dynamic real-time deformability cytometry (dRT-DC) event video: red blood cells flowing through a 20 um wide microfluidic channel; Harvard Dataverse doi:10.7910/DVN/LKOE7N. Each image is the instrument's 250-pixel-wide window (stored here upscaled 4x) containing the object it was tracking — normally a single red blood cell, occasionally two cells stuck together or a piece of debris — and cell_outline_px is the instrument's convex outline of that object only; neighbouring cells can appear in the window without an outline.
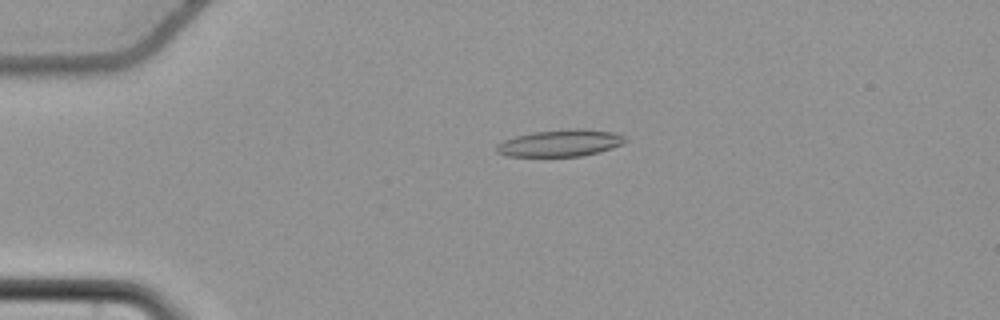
{"species": "common noctule bat (a hibernating species)", "species_latin": "Nyctalus noctula", "temperature_condition": "cold", "stored_images_in_passage": 57, "camera_frame_rate_fps": 3000, "um_per_image_px": 0.085, "animal": {"sex": "female", "body_mass_g": 22.7, "forearm_length_mm": 54.2}, "frame": {"image": 1, "passage_image": 14, "time_ms": 4.333, "image_size_px": [1000, 320], "cell_outline_px": [[628, 140], [612, 148], [600, 152], [580, 156], [508, 156], [496, 152], [496, 144], [504, 140], [516, 136], [532, 132], [568, 128], [584, 128], [612, 132], [624, 136]], "centroid_in_image_um": [47.62, 12.15], "position_along_channel_um": 37.4, "area_um2": 20.23}}
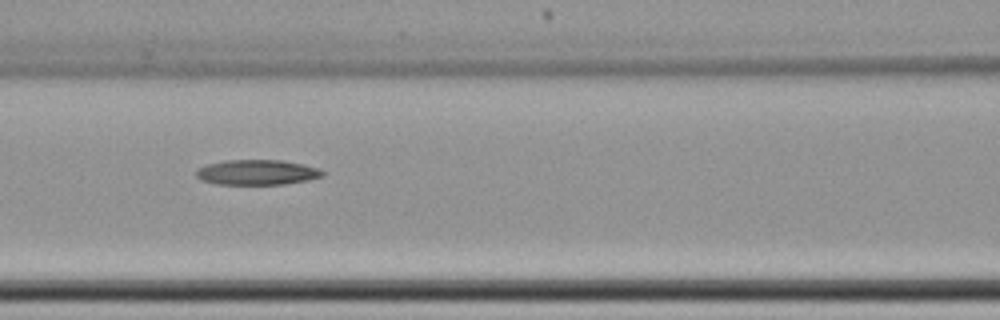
{"frame": {"image": 2, "passage_image": 26, "time_ms": 8.333, "image_size_px": [1000, 320], "cell_outline_px": [[324, 176], [308, 180], [284, 184], [216, 184], [200, 180], [196, 176], [196, 168], [208, 164], [224, 160], [284, 160], [304, 164], [320, 168], [324, 172]], "centroid_in_image_um": [21.85, 14.64], "position_along_channel_um": 144.7, "area_um2": 18.73}}
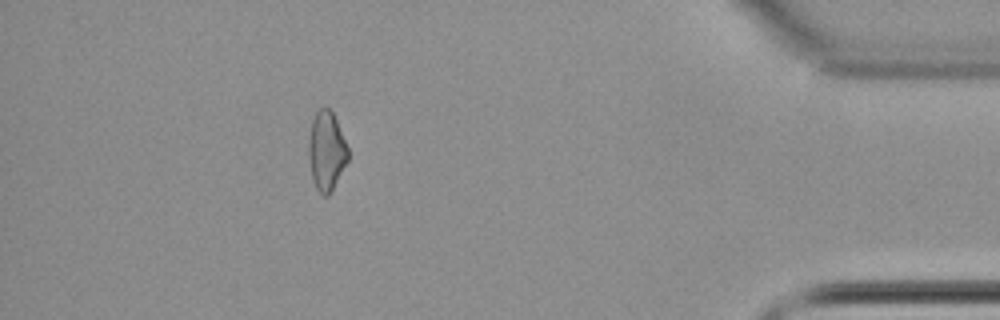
{"frame": {"image": 3, "passage_image": 51, "time_ms": 16.667, "image_size_px": [1000, 320], "cell_outline_px": [[348, 160], [328, 196], [324, 196], [316, 188], [312, 180], [308, 156], [308, 140], [312, 120], [316, 112], [320, 108], [328, 108], [332, 112], [336, 120], [348, 148]], "centroid_in_image_um": [27.72, 12.83], "position_along_channel_um": 407.5, "area_um2": 17.98}, "authors_computed_cell_mechanics": {"area_um2": 19.1896, "velocity_mm_per_s": 3.7435, "shape_relaxation_time_tau1_ms": 8.2883, "shape_relaxation_time_tau2_ms": null, "deformation_change_tau1": 0.1493, "deformation_change_tau2": null}}